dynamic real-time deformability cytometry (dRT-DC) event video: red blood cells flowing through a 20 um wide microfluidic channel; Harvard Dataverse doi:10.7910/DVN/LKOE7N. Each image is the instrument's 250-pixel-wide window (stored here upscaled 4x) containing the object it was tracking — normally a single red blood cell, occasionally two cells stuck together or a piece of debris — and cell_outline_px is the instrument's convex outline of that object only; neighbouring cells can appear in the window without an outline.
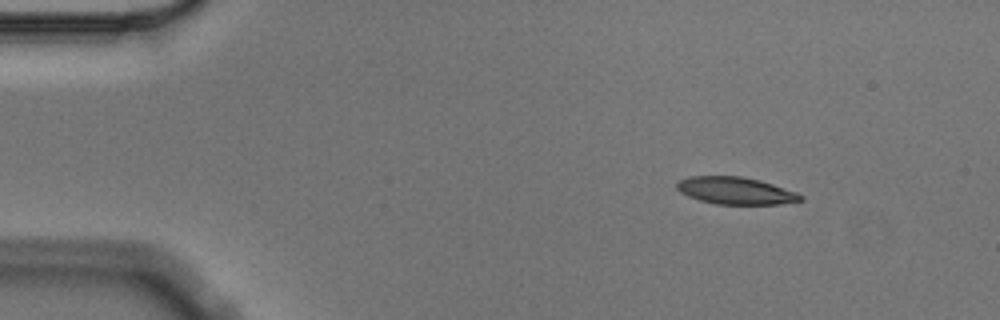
{"species": "Egyptian fruit bat (a non-hibernating species)", "species_latin": "Rousettus aegyptiacus", "temperature_condition": "cold", "stored_images_in_passage": 7, "camera_frame_rate_fps": 3000, "um_per_image_px": 0.085, "animal": {"sex": "male"}, "frame": {"image": 1, "passage_image": 1, "time_ms": 0.0, "image_size_px": [1000, 320], "cell_outline_px": [[804, 200], [780, 204], [716, 204], [700, 200], [688, 196], [680, 192], [676, 188], [676, 184], [680, 180], [688, 176], [740, 176], [760, 180], [796, 192], [804, 196]], "centroid_in_image_um": [62.52, 16.21], "position_along_channel_um": 22.5, "area_um2": 19.59}}
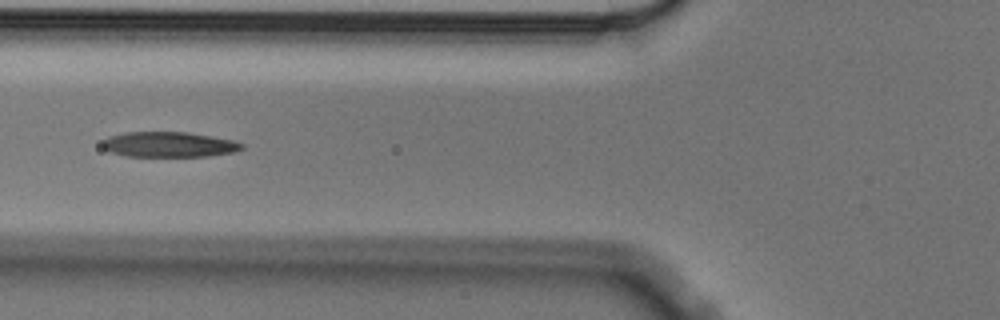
{"frame": {"image": 2, "passage_image": 5, "time_ms": 1.333, "image_size_px": [1000, 320], "cell_outline_px": [[244, 148], [232, 152], [208, 156], [128, 156], [112, 152], [104, 148], [100, 144], [108, 136], [124, 132], [188, 132], [212, 136], [232, 140], [244, 144]], "centroid_in_image_um": [14.35, 12.27], "position_along_channel_um": 111.5, "area_um2": 20.46}}
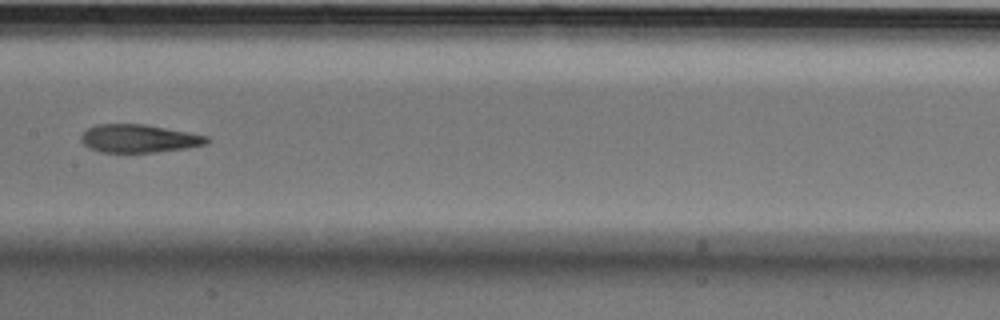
{"frame": {"image": 3, "passage_image": 7, "time_ms": 2.0, "image_size_px": [1000, 320], "cell_outline_px": [[208, 140], [204, 144], [184, 148], [156, 152], [100, 152], [88, 148], [80, 140], [80, 136], [88, 128], [96, 124], [144, 124], [188, 132], [208, 136]], "centroid_in_image_um": [11.74, 11.77], "position_along_channel_um": 195.7, "area_um2": 20.4}}